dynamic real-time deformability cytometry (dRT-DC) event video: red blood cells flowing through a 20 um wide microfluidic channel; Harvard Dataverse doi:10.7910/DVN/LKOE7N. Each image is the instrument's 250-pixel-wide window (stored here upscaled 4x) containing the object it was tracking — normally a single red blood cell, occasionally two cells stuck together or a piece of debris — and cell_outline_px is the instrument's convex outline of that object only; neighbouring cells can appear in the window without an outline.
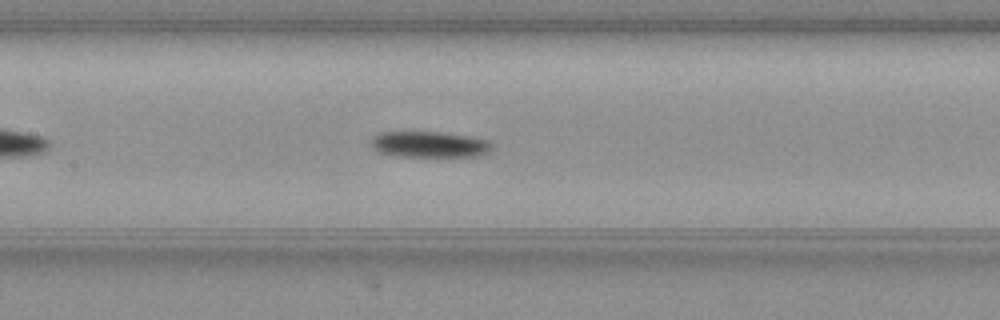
{"species": "common noctule bat (a hibernating species)", "species_latin": "Nyctalus noctula", "temperature_condition": "warm", "stored_images_in_passage": 44, "camera_frame_rate_fps": 3000, "um_per_image_px": 0.085, "animal": {"sex": "female", "body_mass_g": 19.3, "forearm_length_mm": 54.1}, "frame": {"image": 1, "passage_image": 14, "time_ms": 4.333, "image_size_px": [1000, 320], "cell_outline_px": [[492, 148], [488, 152], [480, 156], [392, 156], [380, 152], [372, 148], [372, 140], [380, 132], [440, 132], [472, 136], [488, 140], [492, 144]], "centroid_in_image_um": [36.54, 12.28], "position_along_channel_um": 170.9, "area_um2": 18.32}}
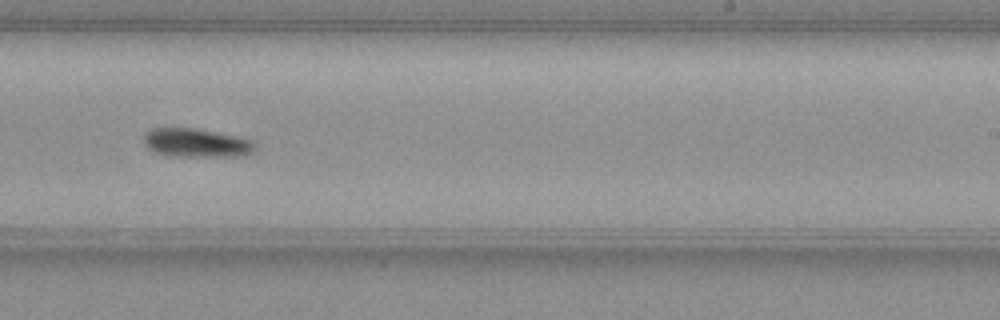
{"frame": {"image": 2, "passage_image": 22, "time_ms": 7.0, "image_size_px": [1000, 320], "cell_outline_px": [[256, 148], [252, 152], [244, 156], [168, 156], [152, 152], [144, 144], [144, 136], [152, 128], [192, 128], [244, 136], [252, 140], [256, 144]], "centroid_in_image_um": [16.74, 12.15], "position_along_channel_um": 272.3, "area_um2": 18.96}}
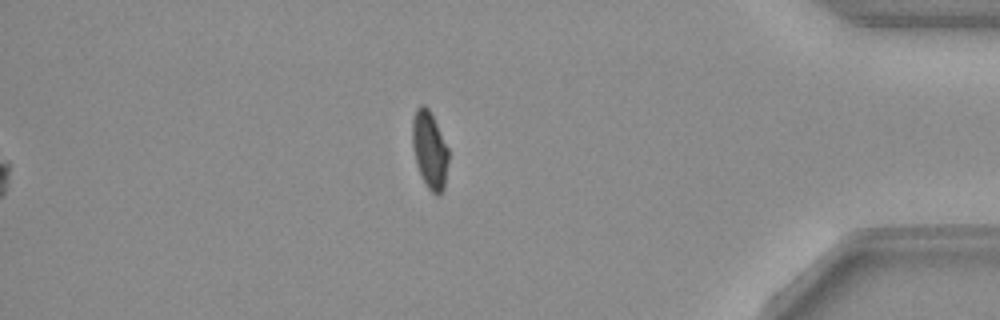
{"frame": {"image": 3, "passage_image": 44, "time_ms": 14.333, "image_size_px": [1000, 320], "cell_outline_px": [[448, 160], [444, 188], [440, 196], [436, 196], [428, 188], [420, 176], [416, 164], [412, 148], [412, 120], [416, 108], [420, 104], [424, 104], [428, 108], [448, 148]], "centroid_in_image_um": [36.49, 12.77], "position_along_channel_um": 398.7, "area_um2": 16.36}, "authors_computed_cell_mechanics": {"area_um2": 17.918, "velocity_mm_per_s": 3.8273, "shape_relaxation_time_tau1_ms": 6.4618, "shape_relaxation_time_tau2_ms": null, "deformation_change_tau1": 0.1663, "deformation_change_tau2": null}}